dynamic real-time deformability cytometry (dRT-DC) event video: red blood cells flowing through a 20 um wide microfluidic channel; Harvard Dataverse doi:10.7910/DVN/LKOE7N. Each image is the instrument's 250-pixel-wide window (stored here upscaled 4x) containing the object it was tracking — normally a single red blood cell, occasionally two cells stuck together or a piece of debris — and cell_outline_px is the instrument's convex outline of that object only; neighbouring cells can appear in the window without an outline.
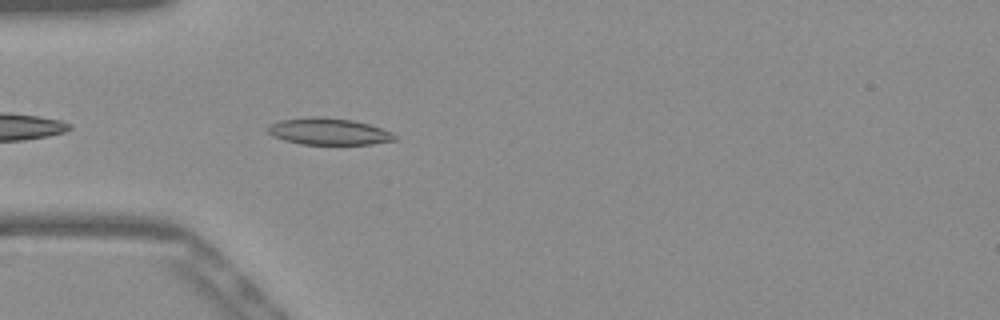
{"species": "Egyptian fruit bat (a non-hibernating species)", "species_latin": "Rousettus aegyptiacus", "temperature_condition": "warm", "stored_images_in_passage": 7, "camera_frame_rate_fps": 3000, "um_per_image_px": 0.085, "frame": {"image": 1, "passage_image": 3, "time_ms": 0.667, "image_size_px": [1000, 320], "cell_outline_px": [[396, 140], [372, 144], [300, 144], [284, 140], [272, 136], [268, 132], [268, 128], [272, 124], [280, 120], [312, 116], [324, 116], [352, 120], [368, 124], [392, 132], [396, 136]], "centroid_in_image_um": [27.94, 11.17], "position_along_channel_um": 57.1, "area_um2": 19.71}}